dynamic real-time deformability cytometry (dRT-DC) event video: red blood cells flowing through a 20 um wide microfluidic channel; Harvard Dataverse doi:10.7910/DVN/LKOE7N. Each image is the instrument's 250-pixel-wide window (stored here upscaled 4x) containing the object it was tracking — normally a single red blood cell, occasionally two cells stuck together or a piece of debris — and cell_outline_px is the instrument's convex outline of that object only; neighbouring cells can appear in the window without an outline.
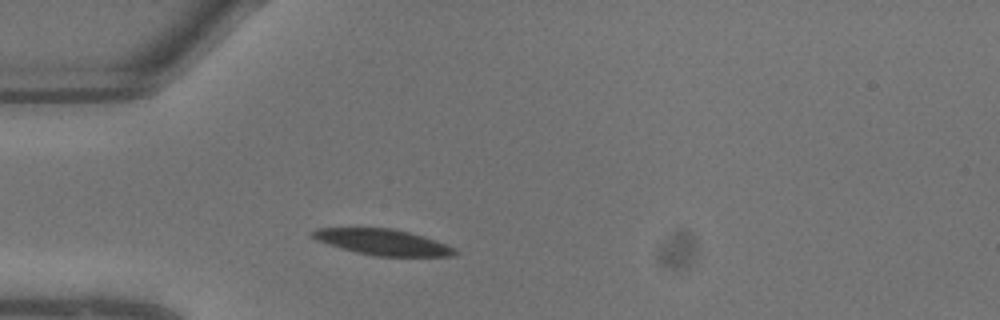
{"species": "common noctule bat (a hibernating species)", "species_latin": "Nyctalus noctula", "temperature_condition": "warm", "stored_images_in_passage": 5, "camera_frame_rate_fps": 3000, "um_per_image_px": 0.085, "animal": {"sex": "male", "body_mass_g": 13.3}, "frame": {"image": 1, "passage_image": 2, "time_ms": 0.333, "image_size_px": [1000, 320], "cell_outline_px": [[460, 252], [452, 256], [376, 256], [356, 252], [340, 248], [316, 240], [308, 232], [316, 228], [392, 228], [424, 236], [444, 244]], "centroid_in_image_um": [32.48, 20.57], "position_along_channel_um": 52.5, "area_um2": 21.33}}
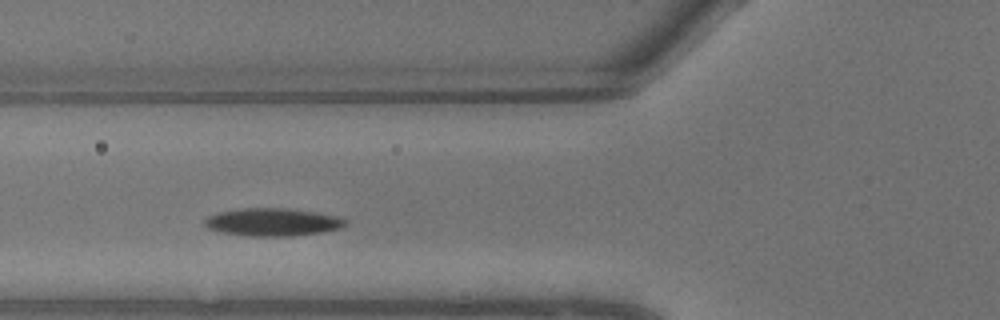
{"frame": {"image": 2, "passage_image": 4, "time_ms": 1.0, "image_size_px": [1000, 320], "cell_outline_px": [[348, 224], [340, 228], [320, 232], [292, 236], [248, 236], [220, 232], [208, 228], [204, 224], [204, 220], [208, 216], [216, 212], [244, 208], [288, 208], [316, 212], [336, 216], [348, 220]], "centroid_in_image_um": [23.16, 18.87], "position_along_channel_um": 102.6, "area_um2": 22.89}}